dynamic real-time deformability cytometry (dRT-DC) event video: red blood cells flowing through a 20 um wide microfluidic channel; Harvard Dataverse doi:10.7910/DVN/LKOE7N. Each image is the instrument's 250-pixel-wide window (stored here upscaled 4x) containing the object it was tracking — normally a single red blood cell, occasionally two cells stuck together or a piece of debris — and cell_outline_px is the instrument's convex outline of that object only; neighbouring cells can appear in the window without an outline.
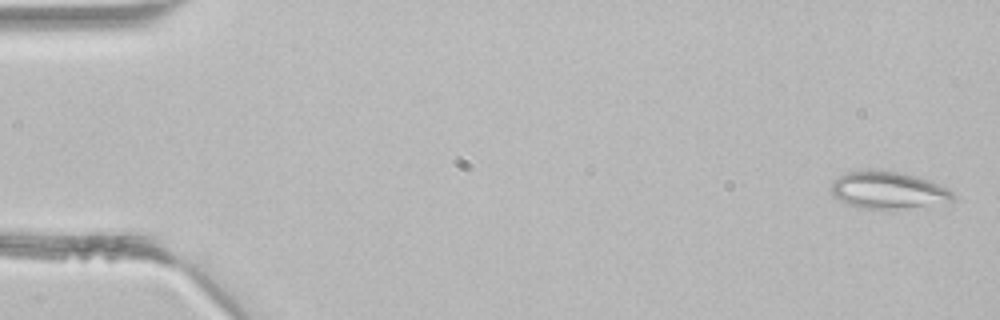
{"species": "common noctule bat (a hibernating species)", "species_latin": "Nyctalus noctula", "temperature_condition": "room temperature", "stored_images_in_passage": 4, "camera_frame_rate_fps": 3000, "um_per_image_px": 0.085, "animal": {"sex": "male", "body_mass_g": 21.5, "forearm_length_mm": 52.0}, "frame": {"image": 1, "passage_image": 4, "time_ms": 1.0, "image_size_px": [1000, 320], "cell_outline_px": [[956, 196], [952, 200], [892, 212], [880, 212], [856, 208], [832, 196], [832, 180], [848, 172], [872, 168], [880, 168], [900, 172], [928, 180], [948, 188]], "centroid_in_image_um": [75.44, 16.2], "position_along_channel_um": 9.6, "area_um2": 27.46}}